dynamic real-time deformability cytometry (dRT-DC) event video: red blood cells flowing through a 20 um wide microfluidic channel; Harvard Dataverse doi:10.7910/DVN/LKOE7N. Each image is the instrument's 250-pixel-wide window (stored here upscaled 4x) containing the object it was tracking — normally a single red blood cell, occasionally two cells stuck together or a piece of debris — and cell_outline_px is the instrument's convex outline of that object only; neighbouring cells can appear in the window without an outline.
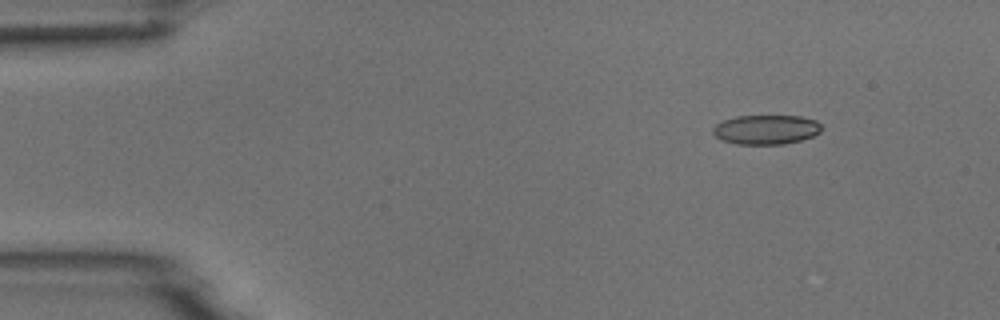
{"species": "common noctule bat (a hibernating species)", "species_latin": "Nyctalus noctula", "temperature_condition": "room temperature", "stored_images_in_passage": 4, "camera_frame_rate_fps": 3000, "um_per_image_px": 0.085, "animal": {"sex": "male", "body_mass_g": 18.8}, "frame": {"image": 1, "passage_image": 1, "time_ms": 0.0, "image_size_px": [1000, 320], "cell_outline_px": [[820, 132], [812, 136], [800, 140], [784, 144], [736, 144], [720, 140], [712, 132], [712, 128], [716, 124], [724, 120], [736, 116], [800, 116], [816, 120], [820, 124]], "centroid_in_image_um": [65.08, 11.01], "position_along_channel_um": 19.9, "area_um2": 18.61}}
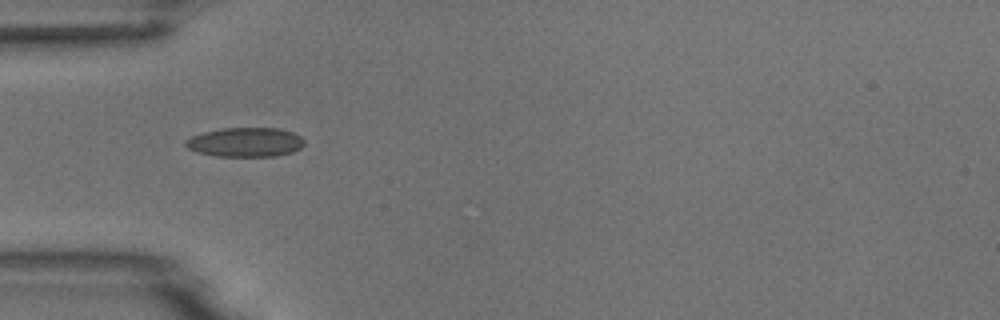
{"frame": {"image": 2, "passage_image": 4, "time_ms": 3.333, "image_size_px": [1000, 320], "cell_outline_px": [[304, 144], [300, 148], [292, 152], [276, 156], [216, 156], [196, 152], [188, 148], [184, 144], [184, 140], [192, 136], [204, 132], [224, 128], [280, 128], [292, 132], [300, 136], [304, 140]], "centroid_in_image_um": [20.85, 12.09], "position_along_channel_um": 64.2, "area_um2": 20.29}}